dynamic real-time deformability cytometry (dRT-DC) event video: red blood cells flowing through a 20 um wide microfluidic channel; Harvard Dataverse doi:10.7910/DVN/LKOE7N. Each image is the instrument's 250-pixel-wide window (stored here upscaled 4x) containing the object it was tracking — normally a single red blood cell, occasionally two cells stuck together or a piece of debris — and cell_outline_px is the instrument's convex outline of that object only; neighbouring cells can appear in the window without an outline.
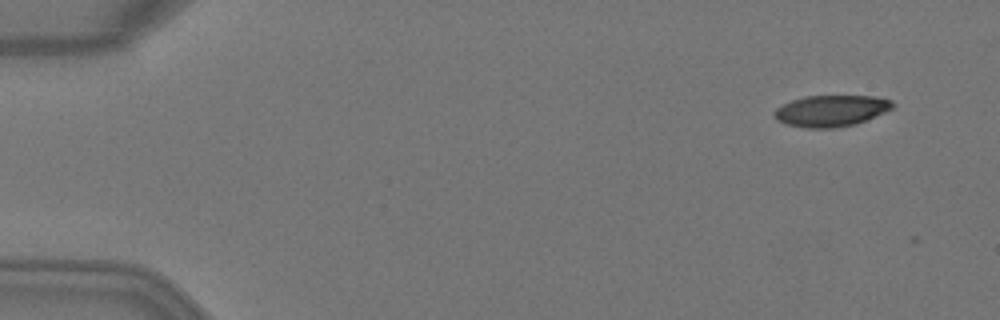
{"species": "Egyptian fruit bat (a non-hibernating species)", "species_latin": "Rousettus aegyptiacus", "temperature_condition": "warm", "stored_images_in_passage": 3, "camera_frame_rate_fps": 3000, "um_per_image_px": 0.085, "animal": {"sex": "female"}, "frame": {"image": 1, "passage_image": 1, "time_ms": 0.0, "image_size_px": [1000, 320], "cell_outline_px": [[892, 108], [884, 112], [856, 124], [832, 128], [808, 128], [788, 124], [776, 120], [772, 116], [772, 112], [776, 108], [792, 100], [804, 96], [876, 96], [892, 100]], "centroid_in_image_um": [70.6, 9.41], "position_along_channel_um": 14.4, "area_um2": 21.5}}